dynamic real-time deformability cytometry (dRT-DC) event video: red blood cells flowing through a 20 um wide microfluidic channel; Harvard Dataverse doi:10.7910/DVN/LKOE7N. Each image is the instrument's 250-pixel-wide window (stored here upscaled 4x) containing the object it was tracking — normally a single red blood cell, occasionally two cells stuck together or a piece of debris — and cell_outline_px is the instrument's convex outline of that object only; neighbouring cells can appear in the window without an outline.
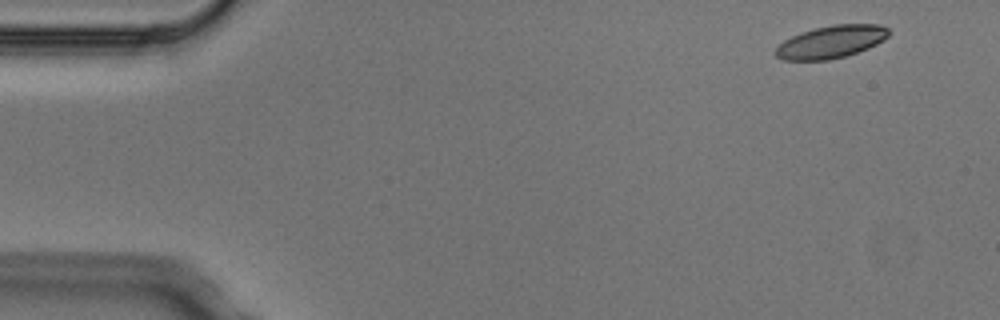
{"species": "Egyptian fruit bat (a non-hibernating species)", "species_latin": "Rousettus aegyptiacus", "temperature_condition": "cold", "stored_images_in_passage": 3, "camera_frame_rate_fps": 3000, "um_per_image_px": 0.085, "animal": {"sex": "male"}, "frame": {"image": 1, "passage_image": 1, "time_ms": 0.0, "image_size_px": [1000, 320], "cell_outline_px": [[892, 32], [884, 40], [868, 48], [844, 56], [828, 60], [784, 60], [776, 56], [772, 52], [784, 40], [800, 32], [832, 24], [880, 24], [888, 28]], "centroid_in_image_um": [70.65, 3.55], "position_along_channel_um": 14.3, "area_um2": 21.56}}
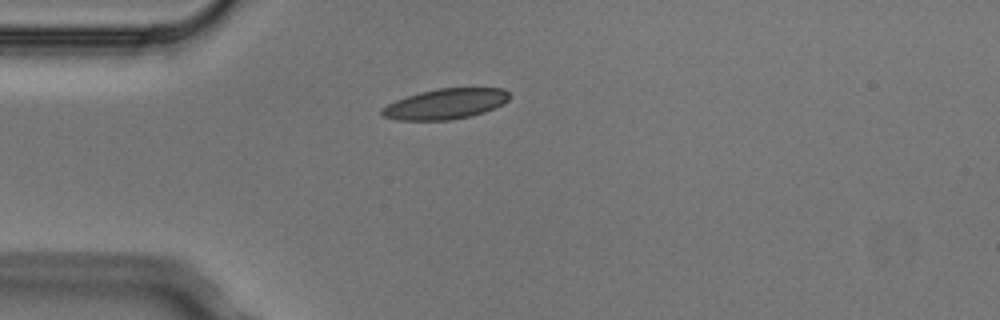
{"frame": {"image": 2, "passage_image": 3, "time_ms": 0.667, "image_size_px": [1000, 320], "cell_outline_px": [[508, 100], [504, 104], [484, 112], [472, 116], [448, 120], [396, 120], [380, 116], [380, 108], [396, 100], [420, 92], [436, 88], [504, 88], [508, 92]], "centroid_in_image_um": [37.84, 8.84], "position_along_channel_um": 47.2, "area_um2": 22.72}}